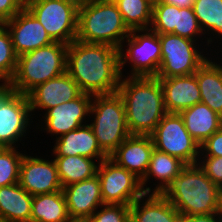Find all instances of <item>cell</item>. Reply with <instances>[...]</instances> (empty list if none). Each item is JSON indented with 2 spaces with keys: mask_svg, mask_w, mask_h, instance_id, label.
Returning a JSON list of instances; mask_svg holds the SVG:
<instances>
[{
  "mask_svg": "<svg viewBox=\"0 0 222 222\" xmlns=\"http://www.w3.org/2000/svg\"><path fill=\"white\" fill-rule=\"evenodd\" d=\"M119 49L105 44H68L66 72L82 93L109 95L117 93L122 80Z\"/></svg>",
  "mask_w": 222,
  "mask_h": 222,
  "instance_id": "1",
  "label": "cell"
},
{
  "mask_svg": "<svg viewBox=\"0 0 222 222\" xmlns=\"http://www.w3.org/2000/svg\"><path fill=\"white\" fill-rule=\"evenodd\" d=\"M117 93L123 100L131 135H150L167 114L163 89L156 77L129 76L120 81Z\"/></svg>",
  "mask_w": 222,
  "mask_h": 222,
  "instance_id": "2",
  "label": "cell"
},
{
  "mask_svg": "<svg viewBox=\"0 0 222 222\" xmlns=\"http://www.w3.org/2000/svg\"><path fill=\"white\" fill-rule=\"evenodd\" d=\"M219 187L198 164L186 165L159 194L184 216L218 213Z\"/></svg>",
  "mask_w": 222,
  "mask_h": 222,
  "instance_id": "3",
  "label": "cell"
},
{
  "mask_svg": "<svg viewBox=\"0 0 222 222\" xmlns=\"http://www.w3.org/2000/svg\"><path fill=\"white\" fill-rule=\"evenodd\" d=\"M131 30L112 0H94L79 5L76 40L122 49Z\"/></svg>",
  "mask_w": 222,
  "mask_h": 222,
  "instance_id": "4",
  "label": "cell"
},
{
  "mask_svg": "<svg viewBox=\"0 0 222 222\" xmlns=\"http://www.w3.org/2000/svg\"><path fill=\"white\" fill-rule=\"evenodd\" d=\"M68 45L53 42L17 57V66L9 82L14 92L27 95L41 83L66 72Z\"/></svg>",
  "mask_w": 222,
  "mask_h": 222,
  "instance_id": "5",
  "label": "cell"
},
{
  "mask_svg": "<svg viewBox=\"0 0 222 222\" xmlns=\"http://www.w3.org/2000/svg\"><path fill=\"white\" fill-rule=\"evenodd\" d=\"M90 113L95 120L89 124L101 150L109 157L131 134L126 123L125 106L118 93L94 95Z\"/></svg>",
  "mask_w": 222,
  "mask_h": 222,
  "instance_id": "6",
  "label": "cell"
},
{
  "mask_svg": "<svg viewBox=\"0 0 222 222\" xmlns=\"http://www.w3.org/2000/svg\"><path fill=\"white\" fill-rule=\"evenodd\" d=\"M25 7L39 20L54 42L76 40L79 5L71 0H25Z\"/></svg>",
  "mask_w": 222,
  "mask_h": 222,
  "instance_id": "7",
  "label": "cell"
},
{
  "mask_svg": "<svg viewBox=\"0 0 222 222\" xmlns=\"http://www.w3.org/2000/svg\"><path fill=\"white\" fill-rule=\"evenodd\" d=\"M150 136L157 150L179 158L186 165L198 164L200 145L188 133L179 113H167Z\"/></svg>",
  "mask_w": 222,
  "mask_h": 222,
  "instance_id": "8",
  "label": "cell"
},
{
  "mask_svg": "<svg viewBox=\"0 0 222 222\" xmlns=\"http://www.w3.org/2000/svg\"><path fill=\"white\" fill-rule=\"evenodd\" d=\"M161 63L156 78L194 74L207 60L194 46V41L175 34H158Z\"/></svg>",
  "mask_w": 222,
  "mask_h": 222,
  "instance_id": "9",
  "label": "cell"
},
{
  "mask_svg": "<svg viewBox=\"0 0 222 222\" xmlns=\"http://www.w3.org/2000/svg\"><path fill=\"white\" fill-rule=\"evenodd\" d=\"M97 175L101 183V195L104 204L130 206L145 194L141 180L119 166L110 157L99 162Z\"/></svg>",
  "mask_w": 222,
  "mask_h": 222,
  "instance_id": "10",
  "label": "cell"
},
{
  "mask_svg": "<svg viewBox=\"0 0 222 222\" xmlns=\"http://www.w3.org/2000/svg\"><path fill=\"white\" fill-rule=\"evenodd\" d=\"M30 112L27 95L14 92L8 82L0 85V147L14 148L26 133Z\"/></svg>",
  "mask_w": 222,
  "mask_h": 222,
  "instance_id": "11",
  "label": "cell"
},
{
  "mask_svg": "<svg viewBox=\"0 0 222 222\" xmlns=\"http://www.w3.org/2000/svg\"><path fill=\"white\" fill-rule=\"evenodd\" d=\"M146 34L135 35L136 32L146 31ZM129 48L125 55L119 49L120 71L126 61L133 64L131 76L156 77L161 63V43L158 33L149 29H134L126 39ZM124 57V58H123Z\"/></svg>",
  "mask_w": 222,
  "mask_h": 222,
  "instance_id": "12",
  "label": "cell"
},
{
  "mask_svg": "<svg viewBox=\"0 0 222 222\" xmlns=\"http://www.w3.org/2000/svg\"><path fill=\"white\" fill-rule=\"evenodd\" d=\"M19 185L32 196L61 191L55 160L48 161L23 155L20 164Z\"/></svg>",
  "mask_w": 222,
  "mask_h": 222,
  "instance_id": "13",
  "label": "cell"
},
{
  "mask_svg": "<svg viewBox=\"0 0 222 222\" xmlns=\"http://www.w3.org/2000/svg\"><path fill=\"white\" fill-rule=\"evenodd\" d=\"M4 25L9 28L8 31L17 56L54 42L39 20L26 7Z\"/></svg>",
  "mask_w": 222,
  "mask_h": 222,
  "instance_id": "14",
  "label": "cell"
},
{
  "mask_svg": "<svg viewBox=\"0 0 222 222\" xmlns=\"http://www.w3.org/2000/svg\"><path fill=\"white\" fill-rule=\"evenodd\" d=\"M75 80L67 73L37 85L28 94L31 112L35 109L48 110L64 102L71 101L81 94Z\"/></svg>",
  "mask_w": 222,
  "mask_h": 222,
  "instance_id": "15",
  "label": "cell"
},
{
  "mask_svg": "<svg viewBox=\"0 0 222 222\" xmlns=\"http://www.w3.org/2000/svg\"><path fill=\"white\" fill-rule=\"evenodd\" d=\"M91 97L93 95L81 93L71 101L48 109L44 120L47 132L61 136L83 126L85 116L90 114Z\"/></svg>",
  "mask_w": 222,
  "mask_h": 222,
  "instance_id": "16",
  "label": "cell"
},
{
  "mask_svg": "<svg viewBox=\"0 0 222 222\" xmlns=\"http://www.w3.org/2000/svg\"><path fill=\"white\" fill-rule=\"evenodd\" d=\"M153 149L150 135H130L109 157L142 180L147 173Z\"/></svg>",
  "mask_w": 222,
  "mask_h": 222,
  "instance_id": "17",
  "label": "cell"
},
{
  "mask_svg": "<svg viewBox=\"0 0 222 222\" xmlns=\"http://www.w3.org/2000/svg\"><path fill=\"white\" fill-rule=\"evenodd\" d=\"M69 218H90L103 206L98 175L63 187Z\"/></svg>",
  "mask_w": 222,
  "mask_h": 222,
  "instance_id": "18",
  "label": "cell"
},
{
  "mask_svg": "<svg viewBox=\"0 0 222 222\" xmlns=\"http://www.w3.org/2000/svg\"><path fill=\"white\" fill-rule=\"evenodd\" d=\"M164 94L167 113H180L201 102V95L196 75L158 78Z\"/></svg>",
  "mask_w": 222,
  "mask_h": 222,
  "instance_id": "19",
  "label": "cell"
},
{
  "mask_svg": "<svg viewBox=\"0 0 222 222\" xmlns=\"http://www.w3.org/2000/svg\"><path fill=\"white\" fill-rule=\"evenodd\" d=\"M53 153L56 156H83L98 158L99 162L108 156L97 143L92 127L87 124L61 135L56 140Z\"/></svg>",
  "mask_w": 222,
  "mask_h": 222,
  "instance_id": "20",
  "label": "cell"
},
{
  "mask_svg": "<svg viewBox=\"0 0 222 222\" xmlns=\"http://www.w3.org/2000/svg\"><path fill=\"white\" fill-rule=\"evenodd\" d=\"M179 114L188 133L199 145L222 128V117L202 102L182 110Z\"/></svg>",
  "mask_w": 222,
  "mask_h": 222,
  "instance_id": "21",
  "label": "cell"
},
{
  "mask_svg": "<svg viewBox=\"0 0 222 222\" xmlns=\"http://www.w3.org/2000/svg\"><path fill=\"white\" fill-rule=\"evenodd\" d=\"M32 200L19 183L0 187V217L7 222H30Z\"/></svg>",
  "mask_w": 222,
  "mask_h": 222,
  "instance_id": "22",
  "label": "cell"
},
{
  "mask_svg": "<svg viewBox=\"0 0 222 222\" xmlns=\"http://www.w3.org/2000/svg\"><path fill=\"white\" fill-rule=\"evenodd\" d=\"M149 197L140 208L145 193L130 205V222H175L181 215L177 209L159 193L148 194Z\"/></svg>",
  "mask_w": 222,
  "mask_h": 222,
  "instance_id": "23",
  "label": "cell"
},
{
  "mask_svg": "<svg viewBox=\"0 0 222 222\" xmlns=\"http://www.w3.org/2000/svg\"><path fill=\"white\" fill-rule=\"evenodd\" d=\"M195 75L201 102L222 117V66L207 59Z\"/></svg>",
  "mask_w": 222,
  "mask_h": 222,
  "instance_id": "24",
  "label": "cell"
},
{
  "mask_svg": "<svg viewBox=\"0 0 222 222\" xmlns=\"http://www.w3.org/2000/svg\"><path fill=\"white\" fill-rule=\"evenodd\" d=\"M185 166L186 164L179 158H176L154 148L151 154L147 173L141 180V185L144 193L149 194L151 192L150 187H147L146 189L144 188V184H146L145 182H147L151 175L158 180L160 179L161 181V184H159V186H157L152 192L159 193L174 177L180 174L181 170Z\"/></svg>",
  "mask_w": 222,
  "mask_h": 222,
  "instance_id": "25",
  "label": "cell"
},
{
  "mask_svg": "<svg viewBox=\"0 0 222 222\" xmlns=\"http://www.w3.org/2000/svg\"><path fill=\"white\" fill-rule=\"evenodd\" d=\"M63 190L33 196L30 222H68Z\"/></svg>",
  "mask_w": 222,
  "mask_h": 222,
  "instance_id": "26",
  "label": "cell"
},
{
  "mask_svg": "<svg viewBox=\"0 0 222 222\" xmlns=\"http://www.w3.org/2000/svg\"><path fill=\"white\" fill-rule=\"evenodd\" d=\"M58 175L63 187L97 175L98 166L92 158L83 156H56Z\"/></svg>",
  "mask_w": 222,
  "mask_h": 222,
  "instance_id": "27",
  "label": "cell"
},
{
  "mask_svg": "<svg viewBox=\"0 0 222 222\" xmlns=\"http://www.w3.org/2000/svg\"><path fill=\"white\" fill-rule=\"evenodd\" d=\"M130 30L148 29L152 22L153 5L147 0H112Z\"/></svg>",
  "mask_w": 222,
  "mask_h": 222,
  "instance_id": "28",
  "label": "cell"
},
{
  "mask_svg": "<svg viewBox=\"0 0 222 222\" xmlns=\"http://www.w3.org/2000/svg\"><path fill=\"white\" fill-rule=\"evenodd\" d=\"M193 10L203 30L222 35V0H195Z\"/></svg>",
  "mask_w": 222,
  "mask_h": 222,
  "instance_id": "29",
  "label": "cell"
},
{
  "mask_svg": "<svg viewBox=\"0 0 222 222\" xmlns=\"http://www.w3.org/2000/svg\"><path fill=\"white\" fill-rule=\"evenodd\" d=\"M22 158L23 154L15 147H0V187L19 183Z\"/></svg>",
  "mask_w": 222,
  "mask_h": 222,
  "instance_id": "30",
  "label": "cell"
},
{
  "mask_svg": "<svg viewBox=\"0 0 222 222\" xmlns=\"http://www.w3.org/2000/svg\"><path fill=\"white\" fill-rule=\"evenodd\" d=\"M12 39L4 24H0V80L10 82L17 66Z\"/></svg>",
  "mask_w": 222,
  "mask_h": 222,
  "instance_id": "31",
  "label": "cell"
},
{
  "mask_svg": "<svg viewBox=\"0 0 222 222\" xmlns=\"http://www.w3.org/2000/svg\"><path fill=\"white\" fill-rule=\"evenodd\" d=\"M177 6L158 3L153 6L151 30L158 34H175Z\"/></svg>",
  "mask_w": 222,
  "mask_h": 222,
  "instance_id": "32",
  "label": "cell"
},
{
  "mask_svg": "<svg viewBox=\"0 0 222 222\" xmlns=\"http://www.w3.org/2000/svg\"><path fill=\"white\" fill-rule=\"evenodd\" d=\"M203 34L198 19L195 16L193 8L177 7V19L175 25V35L185 37L191 40L197 34Z\"/></svg>",
  "mask_w": 222,
  "mask_h": 222,
  "instance_id": "33",
  "label": "cell"
},
{
  "mask_svg": "<svg viewBox=\"0 0 222 222\" xmlns=\"http://www.w3.org/2000/svg\"><path fill=\"white\" fill-rule=\"evenodd\" d=\"M104 209L95 211L88 218L90 222H130V206L121 204H103Z\"/></svg>",
  "mask_w": 222,
  "mask_h": 222,
  "instance_id": "34",
  "label": "cell"
},
{
  "mask_svg": "<svg viewBox=\"0 0 222 222\" xmlns=\"http://www.w3.org/2000/svg\"><path fill=\"white\" fill-rule=\"evenodd\" d=\"M202 165H198L204 170L205 174L219 187L222 185V157L205 156Z\"/></svg>",
  "mask_w": 222,
  "mask_h": 222,
  "instance_id": "35",
  "label": "cell"
},
{
  "mask_svg": "<svg viewBox=\"0 0 222 222\" xmlns=\"http://www.w3.org/2000/svg\"><path fill=\"white\" fill-rule=\"evenodd\" d=\"M25 7V0H0V24H5Z\"/></svg>",
  "mask_w": 222,
  "mask_h": 222,
  "instance_id": "36",
  "label": "cell"
},
{
  "mask_svg": "<svg viewBox=\"0 0 222 222\" xmlns=\"http://www.w3.org/2000/svg\"><path fill=\"white\" fill-rule=\"evenodd\" d=\"M202 149L207 153L205 156L222 157V128L200 145Z\"/></svg>",
  "mask_w": 222,
  "mask_h": 222,
  "instance_id": "37",
  "label": "cell"
},
{
  "mask_svg": "<svg viewBox=\"0 0 222 222\" xmlns=\"http://www.w3.org/2000/svg\"><path fill=\"white\" fill-rule=\"evenodd\" d=\"M218 213L206 214V215H189L187 216V222H220V218H215Z\"/></svg>",
  "mask_w": 222,
  "mask_h": 222,
  "instance_id": "38",
  "label": "cell"
},
{
  "mask_svg": "<svg viewBox=\"0 0 222 222\" xmlns=\"http://www.w3.org/2000/svg\"><path fill=\"white\" fill-rule=\"evenodd\" d=\"M195 0H162L161 3L175 5L179 8H193Z\"/></svg>",
  "mask_w": 222,
  "mask_h": 222,
  "instance_id": "39",
  "label": "cell"
},
{
  "mask_svg": "<svg viewBox=\"0 0 222 222\" xmlns=\"http://www.w3.org/2000/svg\"><path fill=\"white\" fill-rule=\"evenodd\" d=\"M68 222H90L88 218H70Z\"/></svg>",
  "mask_w": 222,
  "mask_h": 222,
  "instance_id": "40",
  "label": "cell"
},
{
  "mask_svg": "<svg viewBox=\"0 0 222 222\" xmlns=\"http://www.w3.org/2000/svg\"><path fill=\"white\" fill-rule=\"evenodd\" d=\"M175 222H187V216L180 215Z\"/></svg>",
  "mask_w": 222,
  "mask_h": 222,
  "instance_id": "41",
  "label": "cell"
},
{
  "mask_svg": "<svg viewBox=\"0 0 222 222\" xmlns=\"http://www.w3.org/2000/svg\"><path fill=\"white\" fill-rule=\"evenodd\" d=\"M218 215H219L218 218H221V219H222V202H219Z\"/></svg>",
  "mask_w": 222,
  "mask_h": 222,
  "instance_id": "42",
  "label": "cell"
},
{
  "mask_svg": "<svg viewBox=\"0 0 222 222\" xmlns=\"http://www.w3.org/2000/svg\"><path fill=\"white\" fill-rule=\"evenodd\" d=\"M218 196H219V202H222V185L219 186Z\"/></svg>",
  "mask_w": 222,
  "mask_h": 222,
  "instance_id": "43",
  "label": "cell"
},
{
  "mask_svg": "<svg viewBox=\"0 0 222 222\" xmlns=\"http://www.w3.org/2000/svg\"><path fill=\"white\" fill-rule=\"evenodd\" d=\"M151 5H155V4H158V3H161L162 0H147Z\"/></svg>",
  "mask_w": 222,
  "mask_h": 222,
  "instance_id": "44",
  "label": "cell"
},
{
  "mask_svg": "<svg viewBox=\"0 0 222 222\" xmlns=\"http://www.w3.org/2000/svg\"><path fill=\"white\" fill-rule=\"evenodd\" d=\"M76 2L78 5L84 4V0H71Z\"/></svg>",
  "mask_w": 222,
  "mask_h": 222,
  "instance_id": "45",
  "label": "cell"
},
{
  "mask_svg": "<svg viewBox=\"0 0 222 222\" xmlns=\"http://www.w3.org/2000/svg\"><path fill=\"white\" fill-rule=\"evenodd\" d=\"M0 222H7V221H5L4 219H2V218L0 217Z\"/></svg>",
  "mask_w": 222,
  "mask_h": 222,
  "instance_id": "46",
  "label": "cell"
},
{
  "mask_svg": "<svg viewBox=\"0 0 222 222\" xmlns=\"http://www.w3.org/2000/svg\"><path fill=\"white\" fill-rule=\"evenodd\" d=\"M88 1H94V0H84V3L88 2Z\"/></svg>",
  "mask_w": 222,
  "mask_h": 222,
  "instance_id": "47",
  "label": "cell"
}]
</instances>
